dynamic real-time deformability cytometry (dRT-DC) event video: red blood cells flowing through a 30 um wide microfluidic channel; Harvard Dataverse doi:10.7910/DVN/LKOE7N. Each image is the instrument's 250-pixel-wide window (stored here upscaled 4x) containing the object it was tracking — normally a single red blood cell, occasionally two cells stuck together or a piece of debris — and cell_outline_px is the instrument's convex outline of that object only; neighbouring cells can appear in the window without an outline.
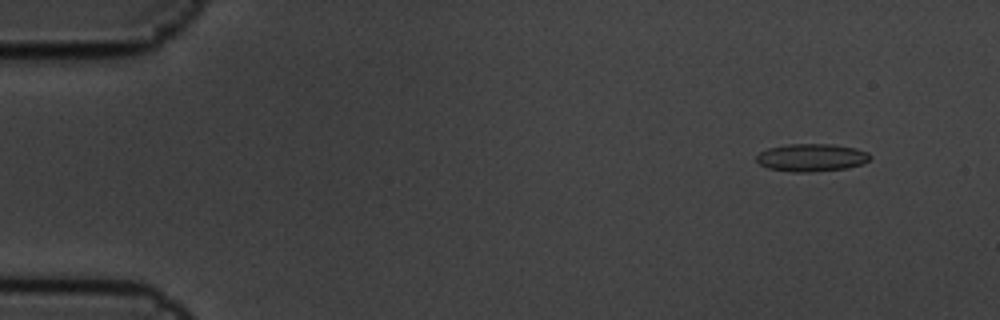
{"species": "common noctule bat (a hibernating species)", "species_latin": "Nyctalus noctula", "temperature_condition": "cold", "stored_images_in_passage": 9, "camera_frame_rate_fps": 3000, "um_per_image_px": 0.085, "animal": {"sex": "male", "body_mass_g": 19.5, "forearm_length_mm": 54.6}, "frame": {"image": 1, "passage_image": 1, "time_ms": 0.0, "image_size_px": [1000, 320], "cell_outline_px": [[872, 156], [868, 160], [860, 164], [848, 168], [812, 172], [792, 172], [768, 168], [760, 164], [756, 160], [756, 156], [760, 152], [768, 148], [788, 144], [832, 144], [856, 148], [868, 152]], "centroid_in_image_um": [68.98, 13.39], "position_along_channel_um": 16.0, "area_um2": 18.38}}
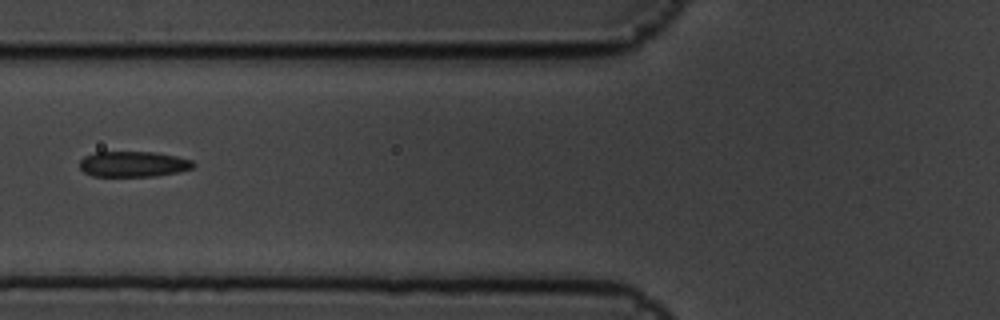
{"frame": {"image": 2, "passage_image": 6, "time_ms": 1.667, "image_size_px": [1000, 320], "cell_outline_px": [[196, 164], [192, 168], [180, 172], [156, 176], [92, 176], [84, 172], [80, 168], [80, 160], [84, 156], [96, 152], [152, 152], [176, 156], [192, 160]], "centroid_in_image_um": [11.34, 13.95], "position_along_channel_um": 114.5, "area_um2": 16.99}}
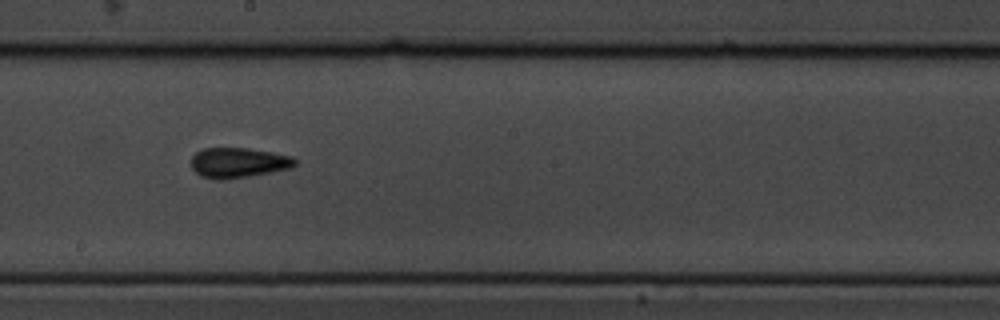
{"frame": {"image": 3, "passage_image": 9, "time_ms": 2.667, "image_size_px": [1000, 320], "cell_outline_px": [[296, 164], [292, 168], [272, 172], [224, 180], [212, 180], [200, 176], [192, 168], [192, 156], [196, 152], [204, 148], [248, 148], [272, 152], [292, 156], [296, 160]], "centroid_in_image_um": [20.26, 13.84], "position_along_channel_um": 227.9, "area_um2": 18.38}}